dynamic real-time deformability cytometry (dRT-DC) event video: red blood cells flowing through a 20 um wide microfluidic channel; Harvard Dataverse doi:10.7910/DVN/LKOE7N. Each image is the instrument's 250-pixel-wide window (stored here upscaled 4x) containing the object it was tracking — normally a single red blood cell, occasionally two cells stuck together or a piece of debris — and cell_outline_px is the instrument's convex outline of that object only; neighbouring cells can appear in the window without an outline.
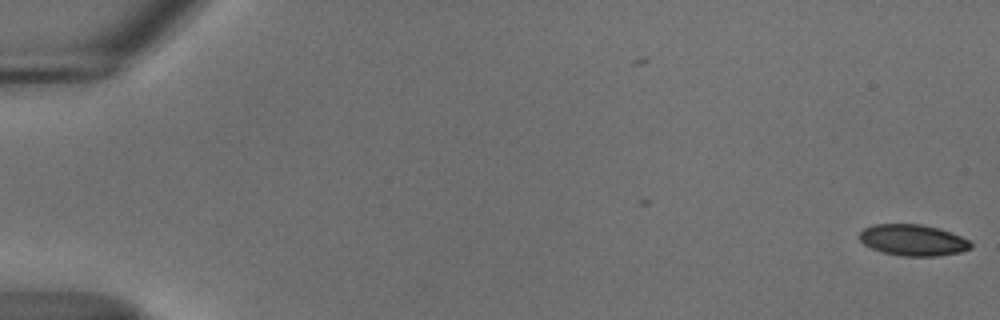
{"species": "common noctule bat (a hibernating species)", "species_latin": "Nyctalus noctula", "temperature_condition": "cold", "stored_images_in_passage": 2, "camera_frame_rate_fps": 3000, "um_per_image_px": 0.085, "animal": {"sex": "male", "body_mass_g": 18.8}, "frame": {"image": 1, "passage_image": 2, "time_ms": 0.333, "image_size_px": [1000, 320], "cell_outline_px": [[972, 248], [960, 252], [940, 256], [904, 256], [884, 252], [872, 248], [864, 244], [860, 240], [860, 232], [864, 228], [872, 224], [920, 224], [940, 228], [960, 236], [968, 240], [972, 244]], "centroid_in_image_um": [77.62, 20.4], "position_along_channel_um": 7.4, "area_um2": 20.23}}